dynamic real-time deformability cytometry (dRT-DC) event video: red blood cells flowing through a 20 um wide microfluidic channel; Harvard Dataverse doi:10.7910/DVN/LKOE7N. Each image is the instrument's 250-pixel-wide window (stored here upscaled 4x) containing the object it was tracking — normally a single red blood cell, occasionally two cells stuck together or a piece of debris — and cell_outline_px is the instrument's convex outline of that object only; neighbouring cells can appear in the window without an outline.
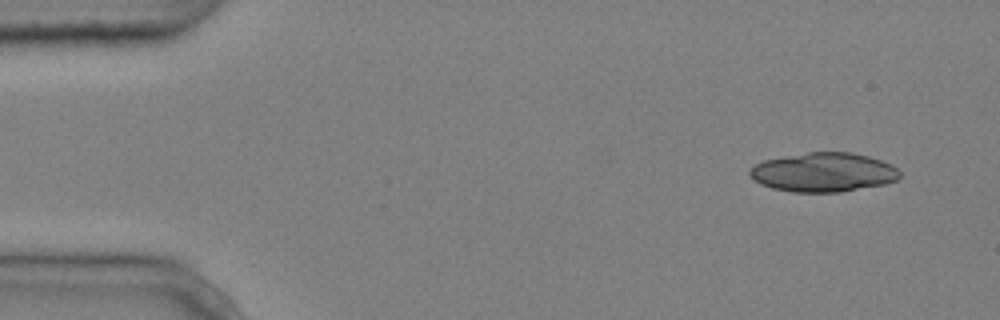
{"species": "common noctule bat (a hibernating species)", "species_latin": "Nyctalus noctula", "temperature_condition": "cold", "stored_images_in_passage": 4, "camera_frame_rate_fps": 3000, "um_per_image_px": 0.085, "animal": {"sex": "male", "body_mass_g": 20.4}, "frame": {"image": 1, "passage_image": 1, "time_ms": 0.0, "image_size_px": [1000, 320], "cell_outline_px": [[900, 176], [896, 180], [884, 184], [840, 192], [792, 192], [772, 188], [760, 184], [748, 172], [756, 164], [764, 160], [808, 152], [852, 152], [868, 156], [892, 164], [900, 172]], "centroid_in_image_um": [70.01, 14.64], "position_along_channel_um": 15.0, "area_um2": 34.04}}